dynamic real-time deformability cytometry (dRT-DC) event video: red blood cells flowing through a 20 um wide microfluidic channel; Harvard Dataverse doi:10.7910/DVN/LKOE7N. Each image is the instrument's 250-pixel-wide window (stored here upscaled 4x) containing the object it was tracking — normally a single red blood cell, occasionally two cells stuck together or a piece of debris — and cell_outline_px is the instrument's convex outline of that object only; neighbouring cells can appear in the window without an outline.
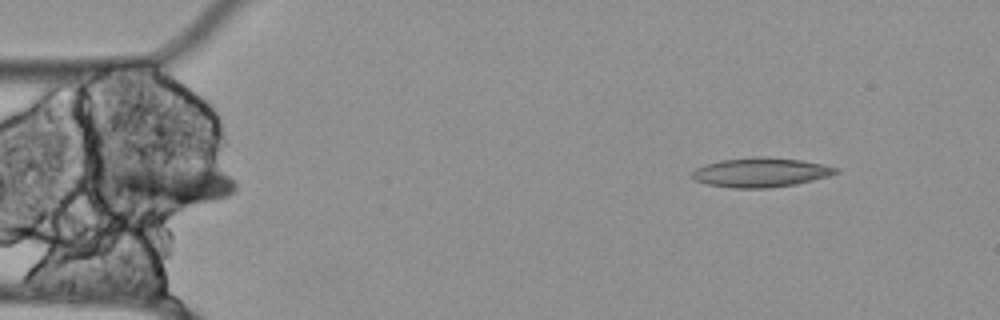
{"species": "Egyptian fruit bat (a non-hibernating species)", "species_latin": "Rousettus aegyptiacus", "temperature_condition": "cold", "stored_images_in_passage": 8, "camera_frame_rate_fps": 3000, "um_per_image_px": 0.085, "animal": {"sex": "female"}, "frame": {"image": 1, "passage_image": 8, "time_ms": 2.333, "image_size_px": [1000, 320], "cell_outline_px": [[840, 172], [828, 176], [796, 184], [768, 188], [732, 188], [708, 184], [696, 180], [692, 176], [692, 172], [696, 168], [708, 164], [724, 160], [756, 156], [768, 156], [800, 160], [824, 164], [840, 168]], "centroid_in_image_um": [64.72, 14.65], "position_along_channel_um": 20.3, "area_um2": 24.51}}